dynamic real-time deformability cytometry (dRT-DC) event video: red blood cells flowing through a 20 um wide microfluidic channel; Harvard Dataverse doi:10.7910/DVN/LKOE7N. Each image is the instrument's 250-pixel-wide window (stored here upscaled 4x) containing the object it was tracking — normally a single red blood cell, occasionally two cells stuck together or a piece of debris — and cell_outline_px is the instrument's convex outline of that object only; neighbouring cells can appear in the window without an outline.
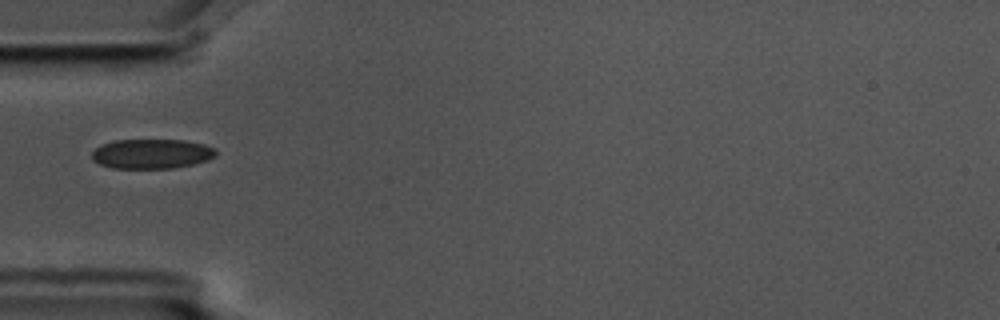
{"species": "common noctule bat (a hibernating species)", "species_latin": "Nyctalus noctula", "temperature_condition": "cold", "stored_images_in_passage": 1, "camera_frame_rate_fps": 3000, "um_per_image_px": 0.085, "animal": {"sex": "male", "body_mass_g": 17.5, "forearm_length_mm": 52.3}, "frame": {"image": 1, "passage_image": 1, "time_ms": 0.0, "image_size_px": [1000, 320], "cell_outline_px": [[216, 156], [208, 160], [192, 164], [172, 168], [112, 168], [100, 164], [92, 160], [92, 152], [96, 148], [112, 140], [184, 140], [204, 144], [216, 148]], "centroid_in_image_um": [12.91, 13.07], "position_along_channel_um": 72.1, "area_um2": 21.44}}